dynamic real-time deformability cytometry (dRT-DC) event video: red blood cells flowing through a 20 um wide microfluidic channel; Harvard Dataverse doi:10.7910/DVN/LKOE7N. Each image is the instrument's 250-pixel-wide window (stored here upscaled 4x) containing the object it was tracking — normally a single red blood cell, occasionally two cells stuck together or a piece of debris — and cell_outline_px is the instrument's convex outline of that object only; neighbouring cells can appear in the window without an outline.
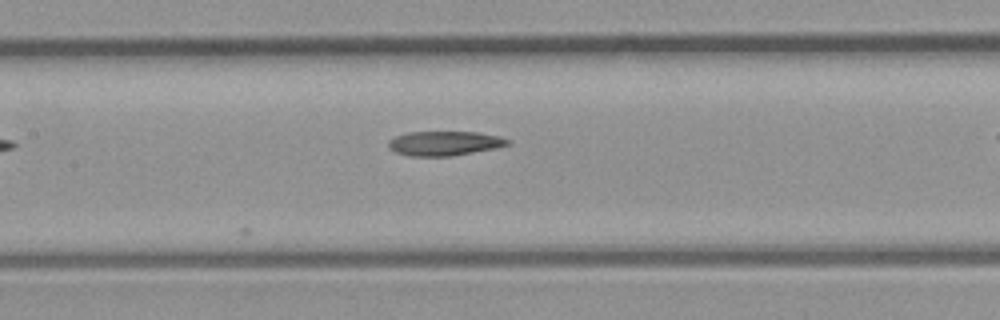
{"species": "common noctule bat (a hibernating species)", "species_latin": "Nyctalus noctula", "temperature_condition": "room temperature", "stored_images_in_passage": 8, "camera_frame_rate_fps": 3000, "um_per_image_px": 0.085, "animal": {"sex": "male", "body_mass_g": 23.1, "forearm_length_mm": 52.7}, "frame": {"image": 1, "passage_image": 8, "time_ms": 2.333, "image_size_px": [1000, 320], "cell_outline_px": [[508, 144], [496, 148], [452, 156], [408, 156], [396, 152], [388, 148], [388, 140], [396, 136], [408, 132], [476, 132], [496, 136], [508, 140]], "centroid_in_image_um": [37.71, 12.19], "position_along_channel_um": 169.7, "area_um2": 16.82}}